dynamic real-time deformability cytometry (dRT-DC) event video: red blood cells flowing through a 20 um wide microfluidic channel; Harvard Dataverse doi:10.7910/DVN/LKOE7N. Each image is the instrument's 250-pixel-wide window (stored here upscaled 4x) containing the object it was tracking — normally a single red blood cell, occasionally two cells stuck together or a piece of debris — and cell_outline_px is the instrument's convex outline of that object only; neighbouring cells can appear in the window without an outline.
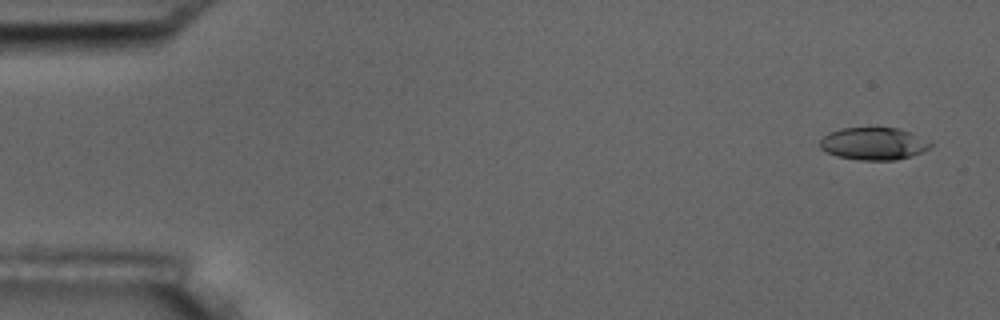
{"species": "common noctule bat (a hibernating species)", "species_latin": "Nyctalus noctula", "temperature_condition": "room temperature", "stored_images_in_passage": 6, "camera_frame_rate_fps": 3000, "um_per_image_px": 0.085, "animal": {"sex": "male", "body_mass_g": 17.5, "forearm_length_mm": 52.3}, "frame": {"image": 1, "passage_image": 1, "time_ms": 0.0, "image_size_px": [1000, 320], "cell_outline_px": [[932, 144], [924, 152], [912, 156], [892, 160], [860, 160], [836, 156], [820, 148], [820, 140], [828, 132], [844, 128], [896, 128], [932, 140]], "centroid_in_image_um": [74.28, 12.22], "position_along_channel_um": 10.7, "area_um2": 20.87}}